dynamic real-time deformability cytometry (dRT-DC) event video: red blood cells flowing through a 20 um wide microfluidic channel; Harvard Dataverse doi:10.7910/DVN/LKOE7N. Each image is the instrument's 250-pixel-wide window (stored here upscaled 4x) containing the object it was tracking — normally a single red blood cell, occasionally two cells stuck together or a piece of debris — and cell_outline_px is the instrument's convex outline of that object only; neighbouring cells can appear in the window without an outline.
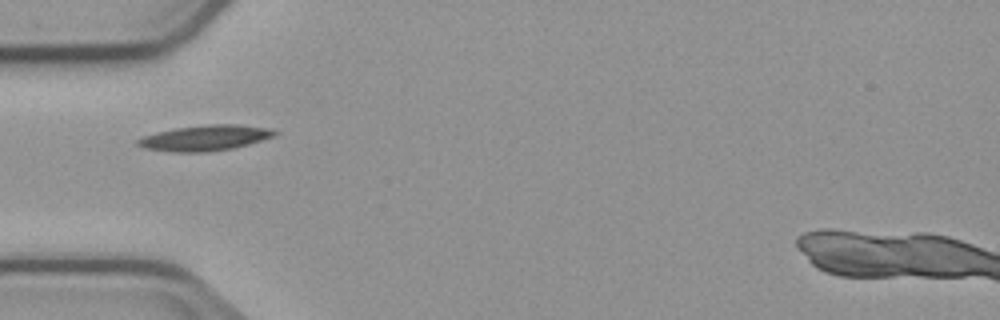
{"species": "common noctule bat (a hibernating species)", "species_latin": "Nyctalus noctula", "temperature_condition": "cold", "stored_images_in_passage": 1, "camera_frame_rate_fps": 3000, "um_per_image_px": 0.085, "animal": {"sex": "male", "body_mass_g": 23.1, "forearm_length_mm": 52.7}, "frame": {"image": 1, "passage_image": 1, "time_ms": 0.0, "image_size_px": [1000, 320], "cell_outline_px": [[280, 132], [276, 136], [248, 144], [232, 148], [204, 152], [176, 152], [144, 148], [136, 144], [136, 140], [144, 136], [156, 132], [176, 128], [208, 124], [236, 124], [272, 128]], "centroid_in_image_um": [17.47, 11.71], "position_along_channel_um": 67.5, "area_um2": 20.4}}